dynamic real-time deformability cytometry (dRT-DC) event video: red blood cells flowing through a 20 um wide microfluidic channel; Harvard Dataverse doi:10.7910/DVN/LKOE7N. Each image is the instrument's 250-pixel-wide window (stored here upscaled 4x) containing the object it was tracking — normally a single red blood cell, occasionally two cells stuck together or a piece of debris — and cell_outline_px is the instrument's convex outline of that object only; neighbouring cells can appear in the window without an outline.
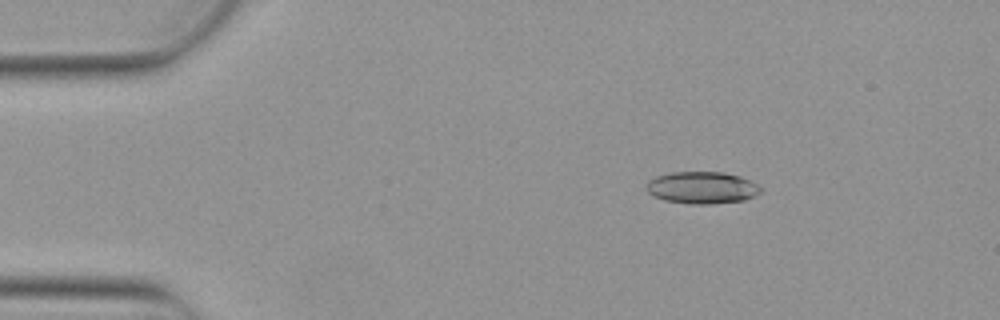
{"species": "Egyptian fruit bat (a non-hibernating species)", "species_latin": "Rousettus aegyptiacus", "temperature_condition": "warm", "stored_images_in_passage": 5, "camera_frame_rate_fps": 3000, "um_per_image_px": 0.085, "animal": {"sex": "female"}, "frame": {"image": 1, "passage_image": 3, "time_ms": 0.667, "image_size_px": [1000, 320], "cell_outline_px": [[764, 188], [756, 196], [744, 200], [712, 204], [692, 204], [664, 200], [648, 192], [644, 188], [644, 184], [648, 180], [656, 176], [672, 172], [724, 172], [740, 176]], "centroid_in_image_um": [59.66, 15.95], "position_along_channel_um": 25.3, "area_um2": 21.5}}